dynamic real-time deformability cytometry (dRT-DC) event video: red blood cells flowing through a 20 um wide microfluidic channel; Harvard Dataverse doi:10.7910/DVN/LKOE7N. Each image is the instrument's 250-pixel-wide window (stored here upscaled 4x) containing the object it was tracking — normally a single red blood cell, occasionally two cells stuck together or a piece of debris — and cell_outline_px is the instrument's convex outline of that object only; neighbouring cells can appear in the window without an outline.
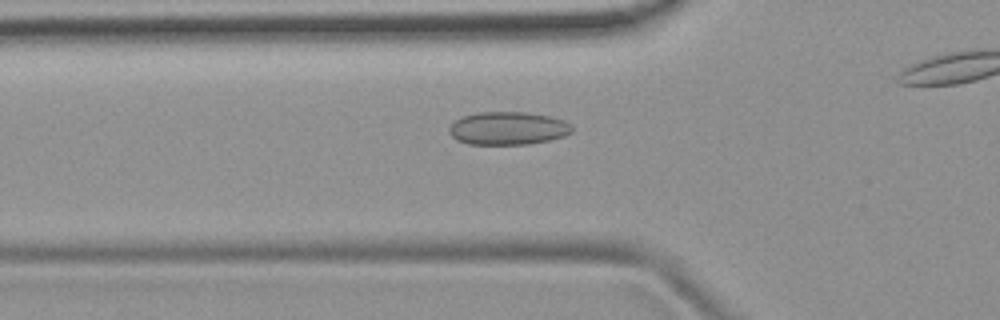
{"species": "common noctule bat (a hibernating species)", "species_latin": "Nyctalus noctula", "temperature_condition": "room temperature", "stored_images_in_passage": 43, "camera_frame_rate_fps": 3000, "um_per_image_px": 0.085, "animal": {"sex": "female", "body_mass_g": 19.9}, "frame": {"image": 1, "passage_image": 18, "time_ms": 5.667, "image_size_px": [1000, 320], "cell_outline_px": [[572, 132], [564, 136], [548, 140], [528, 144], [468, 144], [456, 140], [448, 132], [448, 128], [460, 116], [476, 112], [524, 112], [548, 116], [564, 120], [572, 128]], "centroid_in_image_um": [43.12, 10.9], "position_along_channel_um": 82.7, "area_um2": 23.64}}
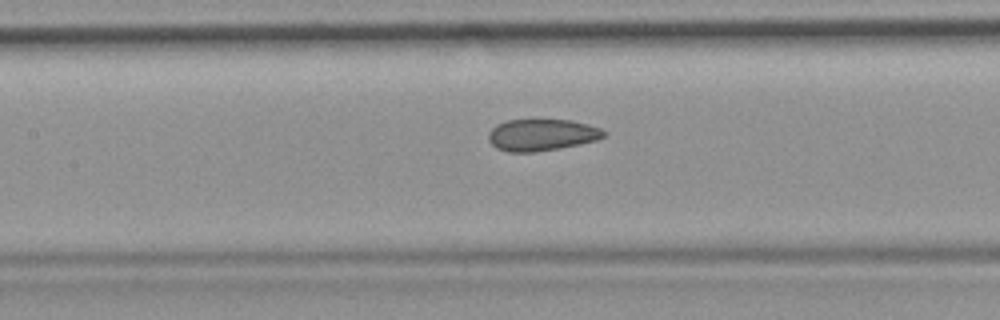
{"frame": {"image": 2, "passage_image": 24, "time_ms": 7.667, "image_size_px": [1000, 320], "cell_outline_px": [[608, 132], [604, 136], [596, 140], [580, 144], [560, 148], [536, 152], [508, 152], [496, 148], [488, 140], [488, 132], [496, 124], [508, 120], [572, 120], [588, 124], [600, 128]], "centroid_in_image_um": [46.04, 11.47], "position_along_channel_um": 161.4, "area_um2": 21.44}}
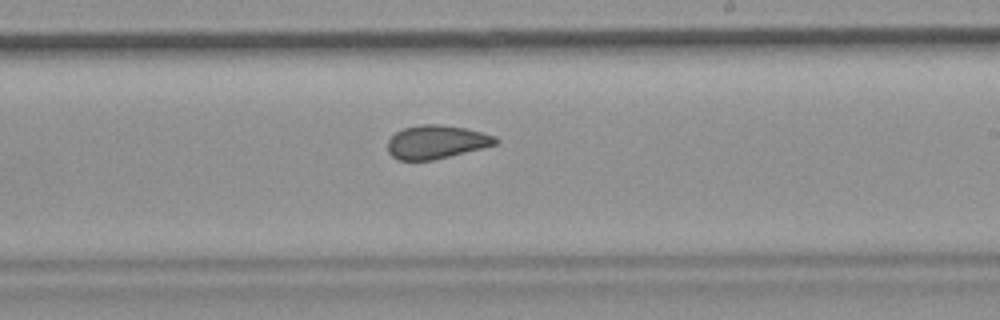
{"frame": {"image": 3, "passage_image": 31, "time_ms": 10.0, "image_size_px": [1000, 320], "cell_outline_px": [[500, 140], [496, 144], [432, 160], [396, 160], [388, 152], [388, 140], [396, 132], [404, 128], [420, 124], [440, 124], [464, 128], [496, 136]], "centroid_in_image_um": [37.06, 12.06], "position_along_channel_um": 251.9, "area_um2": 20.81}}